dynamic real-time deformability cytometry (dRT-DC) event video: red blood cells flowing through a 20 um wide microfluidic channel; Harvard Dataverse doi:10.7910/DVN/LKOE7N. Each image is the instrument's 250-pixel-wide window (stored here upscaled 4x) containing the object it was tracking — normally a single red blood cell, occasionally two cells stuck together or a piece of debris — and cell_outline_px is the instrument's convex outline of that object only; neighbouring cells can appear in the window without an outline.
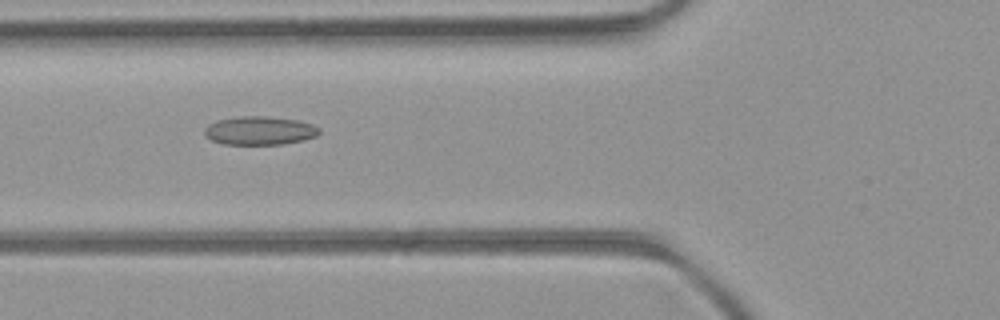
{"species": "common noctule bat (a hibernating species)", "species_latin": "Nyctalus noctula", "temperature_condition": "room temperature", "stored_images_in_passage": 8, "camera_frame_rate_fps": 3000, "um_per_image_px": 0.085, "animal": {"sex": "female", "body_mass_g": 21.9}, "frame": {"image": 1, "passage_image": 5, "time_ms": 4.667, "image_size_px": [1000, 320], "cell_outline_px": [[320, 132], [316, 136], [304, 140], [284, 144], [224, 144], [212, 140], [204, 132], [204, 128], [208, 124], [216, 120], [240, 116], [264, 116], [296, 120], [312, 124], [320, 128]], "centroid_in_image_um": [22.08, 11.1], "position_along_channel_um": 103.7, "area_um2": 19.02}}
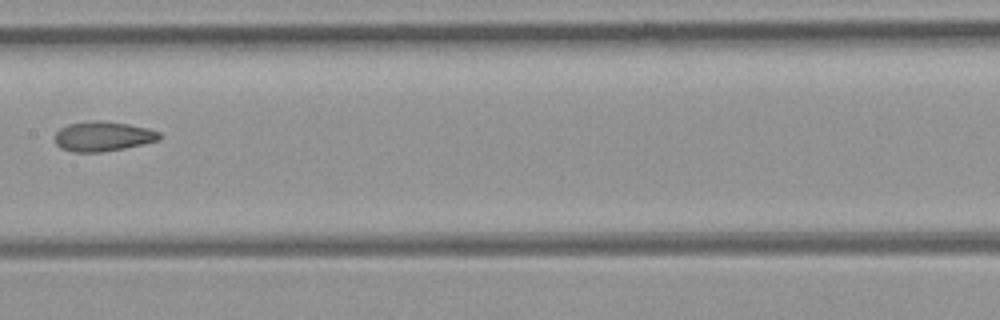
{"frame": {"image": 2, "passage_image": 7, "time_ms": 7.0, "image_size_px": [1000, 320], "cell_outline_px": [[160, 140], [124, 148], [100, 152], [72, 152], [60, 148], [56, 144], [56, 132], [60, 128], [68, 124], [100, 120], [128, 124], [148, 128], [160, 132]], "centroid_in_image_um": [8.75, 11.59], "position_along_channel_um": 198.7, "area_um2": 18.03}}
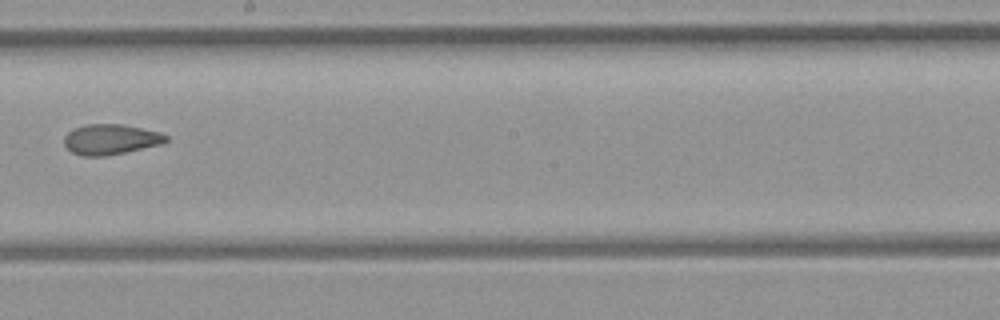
{"frame": {"image": 3, "passage_image": 8, "time_ms": 8.0, "image_size_px": [1000, 320], "cell_outline_px": [[168, 140], [160, 144], [124, 152], [104, 156], [80, 156], [72, 152], [64, 144], [64, 136], [68, 132], [76, 128], [88, 124], [124, 124], [160, 132], [168, 136]], "centroid_in_image_um": [9.4, 11.84], "position_along_channel_um": 238.8, "area_um2": 17.86}}